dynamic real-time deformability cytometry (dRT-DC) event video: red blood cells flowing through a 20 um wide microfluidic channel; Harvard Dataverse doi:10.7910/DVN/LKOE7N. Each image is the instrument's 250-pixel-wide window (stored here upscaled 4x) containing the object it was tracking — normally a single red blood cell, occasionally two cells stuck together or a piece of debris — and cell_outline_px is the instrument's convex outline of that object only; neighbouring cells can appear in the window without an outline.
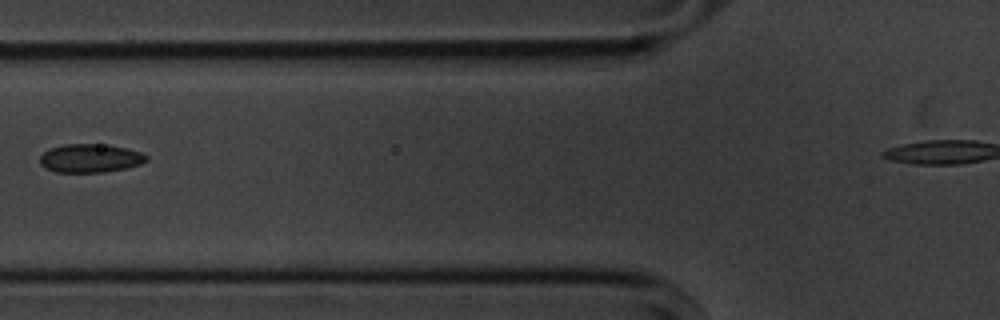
{"species": "common noctule bat (a hibernating species)", "species_latin": "Nyctalus noctula", "temperature_condition": "cold", "stored_images_in_passage": 11, "camera_frame_rate_fps": 3000, "um_per_image_px": 0.085, "animal": {"sex": "male", "body_mass_g": 20.1, "forearm_length_mm": 53.5}, "frame": {"image": 1, "passage_image": 2, "time_ms": 1.333, "image_size_px": [1000, 320], "cell_outline_px": [[148, 160], [140, 164], [124, 168], [104, 172], [56, 172], [44, 168], [40, 164], [40, 156], [48, 148], [64, 144], [108, 144], [140, 152], [148, 156]], "centroid_in_image_um": [7.63, 13.44], "position_along_channel_um": 118.2, "area_um2": 17.74}}
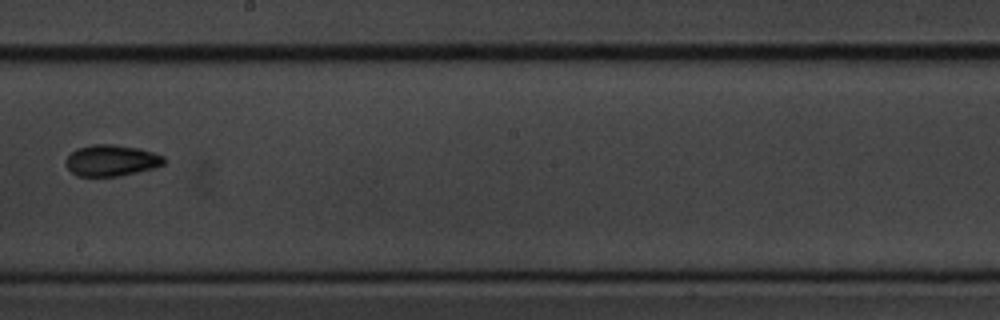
{"frame": {"image": 2, "passage_image": 5, "time_ms": 4.667, "image_size_px": [1000, 320], "cell_outline_px": [[168, 160], [164, 164], [152, 168], [136, 172], [116, 176], [76, 176], [64, 164], [64, 160], [76, 148], [92, 144], [112, 144], [140, 148], [164, 156]], "centroid_in_image_um": [9.45, 13.63], "position_along_channel_um": 238.7, "area_um2": 17.98}}
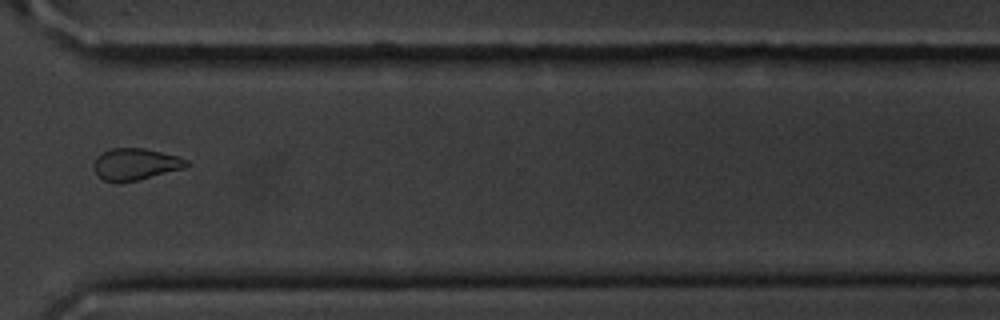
{"frame": {"image": 3, "passage_image": 8, "time_ms": 8.0, "image_size_px": [1000, 320], "cell_outline_px": [[192, 164], [184, 168], [120, 184], [104, 180], [92, 168], [92, 164], [96, 156], [112, 148], [144, 148], [176, 156], [188, 160]], "centroid_in_image_um": [11.48, 13.96], "position_along_channel_um": 359.1, "area_um2": 17.17}, "authors_computed_cell_mechanics": {"area_um2": 17.7446, "velocity_mm_per_s": 3.6139, "shape_relaxation_time_tau1_ms": 4.2199, "shape_relaxation_time_tau2_ms": 2.7592, "deformation_change_tau1": 0.0662, "deformation_change_tau2": 0.0446}}